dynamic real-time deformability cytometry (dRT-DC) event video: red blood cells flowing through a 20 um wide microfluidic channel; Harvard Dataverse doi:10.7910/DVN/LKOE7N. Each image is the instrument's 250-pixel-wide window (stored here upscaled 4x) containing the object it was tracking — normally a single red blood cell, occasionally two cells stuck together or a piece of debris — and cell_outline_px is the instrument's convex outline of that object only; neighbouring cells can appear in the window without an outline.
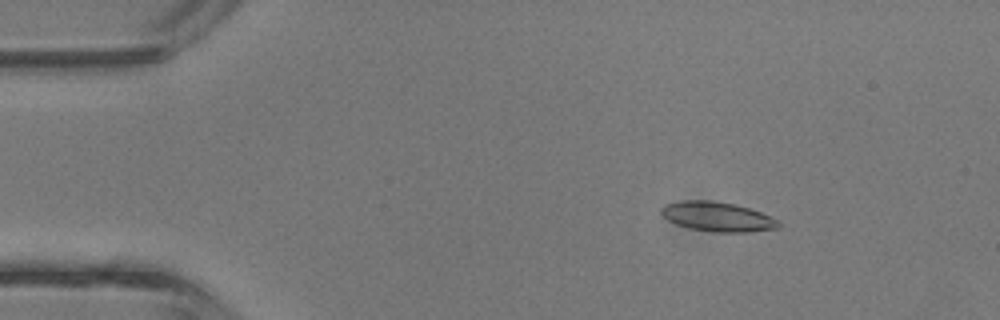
{"species": "common noctule bat (a hibernating species)", "species_latin": "Nyctalus noctula", "temperature_condition": "room temperature", "stored_images_in_passage": 37, "camera_frame_rate_fps": 3000, "um_per_image_px": 0.085, "animal": {"sex": "male", "body_mass_g": 13.3}, "frame": {"image": 1, "passage_image": 1, "time_ms": 0.0, "image_size_px": [1000, 320], "cell_outline_px": [[780, 228], [748, 232], [716, 232], [692, 228], [676, 224], [668, 220], [660, 212], [660, 208], [664, 204], [680, 200], [708, 200], [736, 204], [760, 212], [780, 220]], "centroid_in_image_um": [60.99, 18.41], "position_along_channel_um": 24.0, "area_um2": 20.23}}
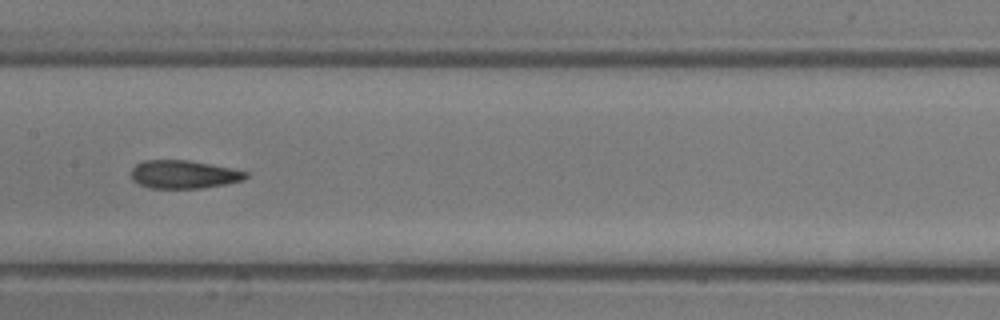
{"frame": {"image": 2, "passage_image": 16, "time_ms": 5.0, "image_size_px": [1000, 320], "cell_outline_px": [[248, 176], [244, 180], [224, 184], [200, 188], [152, 188], [140, 184], [132, 180], [132, 168], [136, 164], [144, 160], [188, 160], [212, 164], [248, 172]], "centroid_in_image_um": [15.62, 14.81], "position_along_channel_um": 191.8, "area_um2": 18.73}}
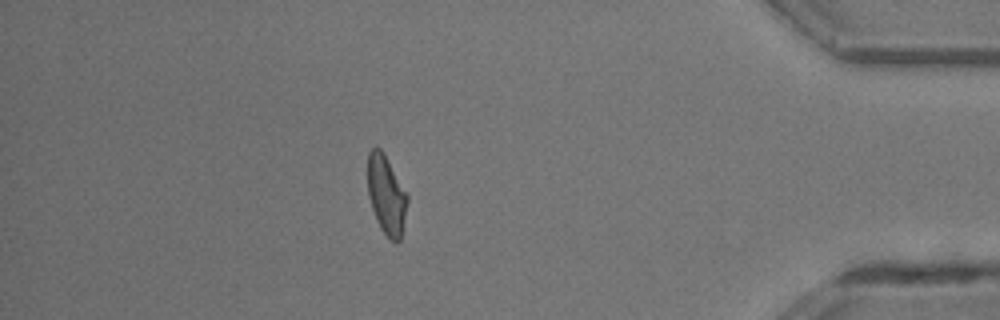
{"frame": {"image": 3, "passage_image": 32, "time_ms": 10.333, "image_size_px": [1000, 320], "cell_outline_px": [[408, 200], [400, 240], [396, 244], [380, 228], [376, 220], [368, 196], [368, 152], [372, 148], [380, 148], [384, 152], [408, 196]], "centroid_in_image_um": [32.83, 16.56], "position_along_channel_um": 402.4, "area_um2": 18.09}, "authors_computed_cell_mechanics": {"area_um2": 19.0162, "velocity_mm_per_s": 4.8055, "shape_relaxation_time_tau1_ms": null, "shape_relaxation_time_tau2_ms": 2.2255, "deformation_change_tau1": null, "deformation_change_tau2": 0.1056}}